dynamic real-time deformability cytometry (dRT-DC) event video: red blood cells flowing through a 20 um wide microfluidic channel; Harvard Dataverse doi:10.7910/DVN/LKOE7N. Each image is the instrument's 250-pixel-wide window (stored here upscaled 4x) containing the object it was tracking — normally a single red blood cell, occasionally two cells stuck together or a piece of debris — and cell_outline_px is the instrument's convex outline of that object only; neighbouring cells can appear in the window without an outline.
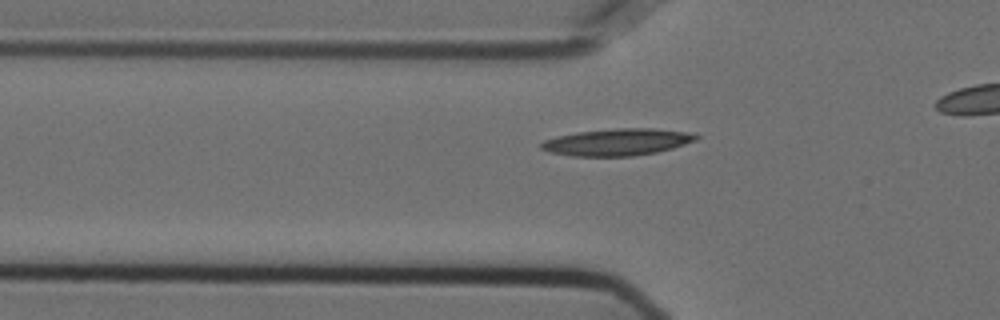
{"species": "Egyptian fruit bat (a non-hibernating species)", "species_latin": "Rousettus aegyptiacus", "temperature_condition": "cold", "stored_images_in_passage": 44, "camera_frame_rate_fps": 3000, "um_per_image_px": 0.085, "animal": {"sex": "female"}, "frame": {"image": 1, "passage_image": 15, "time_ms": 4.667, "image_size_px": [1000, 320], "cell_outline_px": [[700, 136], [696, 140], [672, 148], [656, 152], [632, 156], [572, 156], [548, 152], [540, 148], [540, 144], [544, 140], [556, 136], [576, 132], [616, 128], [652, 128], [688, 132]], "centroid_in_image_um": [52.43, 12.07], "position_along_channel_um": 73.4, "area_um2": 24.28}}
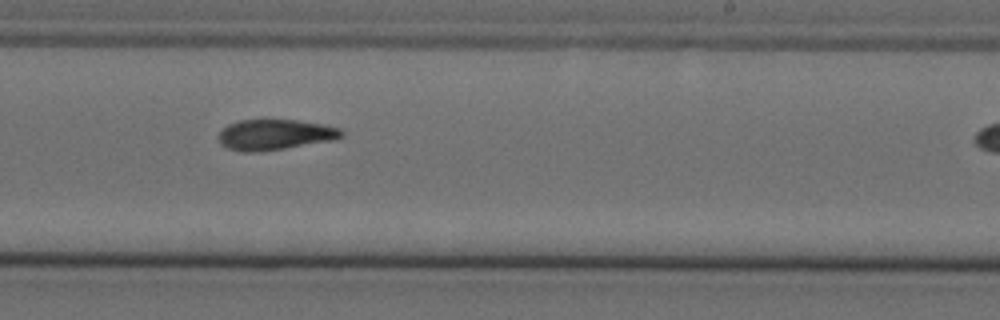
{"frame": {"image": 2, "passage_image": 31, "time_ms": 10.0, "image_size_px": [1000, 320], "cell_outline_px": [[344, 136], [336, 140], [260, 152], [240, 152], [228, 148], [220, 144], [216, 136], [228, 124], [240, 120], [296, 120], [324, 124], [340, 128], [344, 132]], "centroid_in_image_um": [23.38, 11.45], "position_along_channel_um": 265.6, "area_um2": 22.2}}
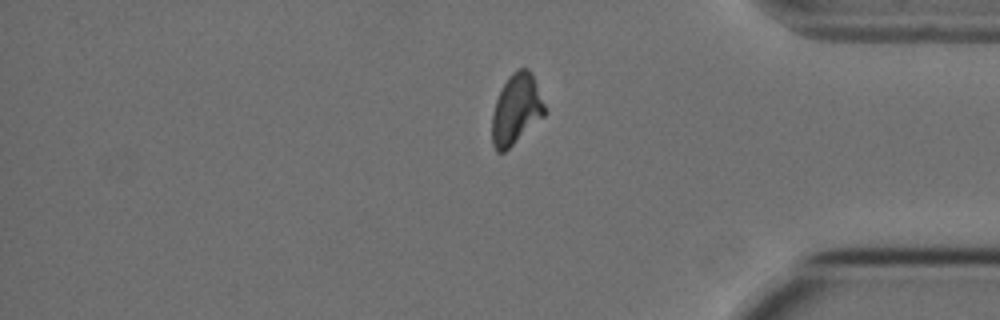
{"frame": {"image": 3, "passage_image": 43, "time_ms": 14.0, "image_size_px": [1000, 320], "cell_outline_px": [[548, 112], [544, 116], [504, 152], [496, 152], [492, 144], [492, 112], [496, 100], [508, 76], [512, 72], [520, 68], [528, 68], [536, 84]], "centroid_in_image_um": [43.87, 9.3], "position_along_channel_um": 391.3, "area_um2": 21.39}}